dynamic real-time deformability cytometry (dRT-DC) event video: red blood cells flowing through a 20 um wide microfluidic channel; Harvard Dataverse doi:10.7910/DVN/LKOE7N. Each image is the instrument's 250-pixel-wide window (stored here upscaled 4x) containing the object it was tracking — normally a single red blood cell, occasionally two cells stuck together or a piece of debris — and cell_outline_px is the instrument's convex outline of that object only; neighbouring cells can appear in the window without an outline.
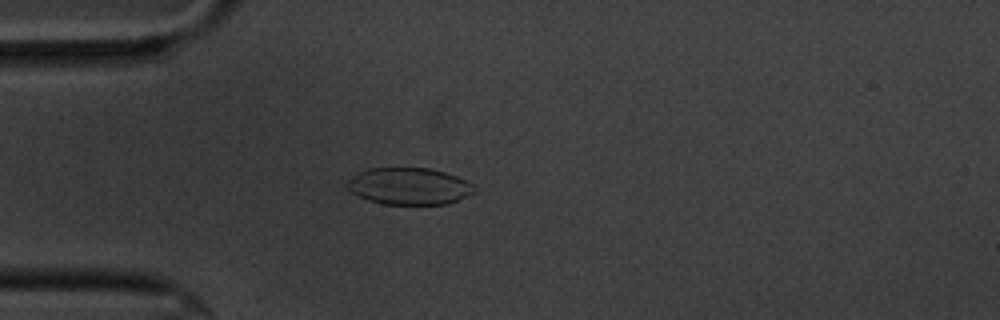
{"species": "common noctule bat (a hibernating species)", "species_latin": "Nyctalus noctula", "temperature_condition": "cold", "stored_images_in_passage": 57, "camera_frame_rate_fps": 3000, "um_per_image_px": 0.085, "animal": {"sex": "male", "body_mass_g": 20.1, "forearm_length_mm": 53.5}, "frame": {"image": 1, "passage_image": 15, "time_ms": 4.667, "image_size_px": [1000, 320], "cell_outline_px": [[476, 192], [448, 204], [384, 204], [368, 200], [352, 192], [344, 184], [348, 180], [360, 172], [368, 168], [428, 168], [444, 172], [456, 176], [472, 184], [476, 188]], "centroid_in_image_um": [34.78, 15.83], "position_along_channel_um": 50.2, "area_um2": 27.17}}
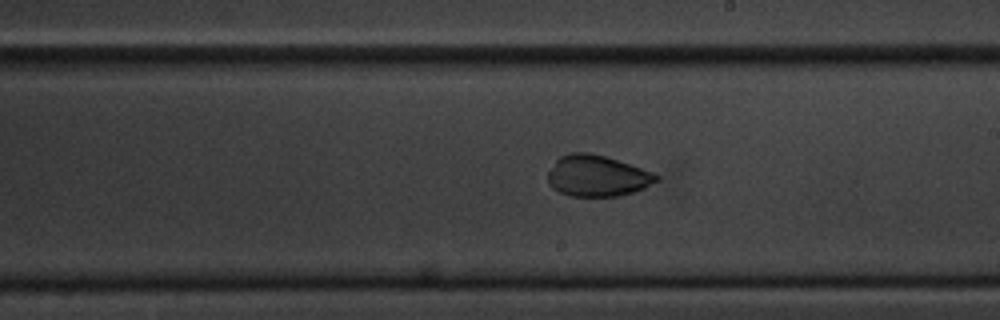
{"frame": {"image": 2, "passage_image": 32, "time_ms": 10.333, "image_size_px": [1000, 320], "cell_outline_px": [[660, 180], [636, 192], [620, 196], [568, 196], [552, 188], [548, 184], [548, 172], [556, 160], [560, 156], [572, 152], [588, 152], [604, 156], [640, 168], [660, 176]], "centroid_in_image_um": [50.75, 14.96], "position_along_channel_um": 238.3, "area_um2": 26.01}}
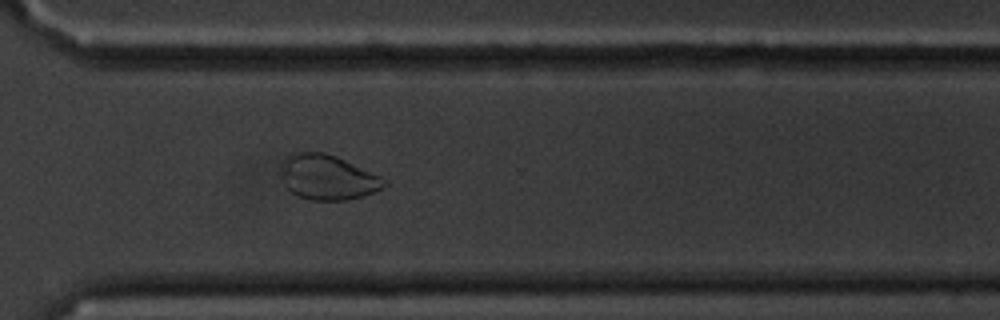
{"frame": {"image": 3, "passage_image": 41, "time_ms": 13.333, "image_size_px": [1000, 320], "cell_outline_px": [[388, 184], [376, 192], [364, 196], [344, 200], [312, 200], [296, 196], [284, 184], [280, 176], [280, 164], [288, 156], [296, 152], [324, 152], [336, 156], [380, 176], [388, 180]], "centroid_in_image_um": [27.84, 15.08], "position_along_channel_um": 342.8, "area_um2": 27.22}, "authors_computed_cell_mechanics": {"area_um2": 27.9174, "velocity_mm_per_s": 3.4969, "shape_relaxation_time_tau1_ms": 5.9389, "shape_relaxation_time_tau2_ms": 1.9122, "deformation_change_tau1": 0.1751, "deformation_change_tau2": 0.0461}}